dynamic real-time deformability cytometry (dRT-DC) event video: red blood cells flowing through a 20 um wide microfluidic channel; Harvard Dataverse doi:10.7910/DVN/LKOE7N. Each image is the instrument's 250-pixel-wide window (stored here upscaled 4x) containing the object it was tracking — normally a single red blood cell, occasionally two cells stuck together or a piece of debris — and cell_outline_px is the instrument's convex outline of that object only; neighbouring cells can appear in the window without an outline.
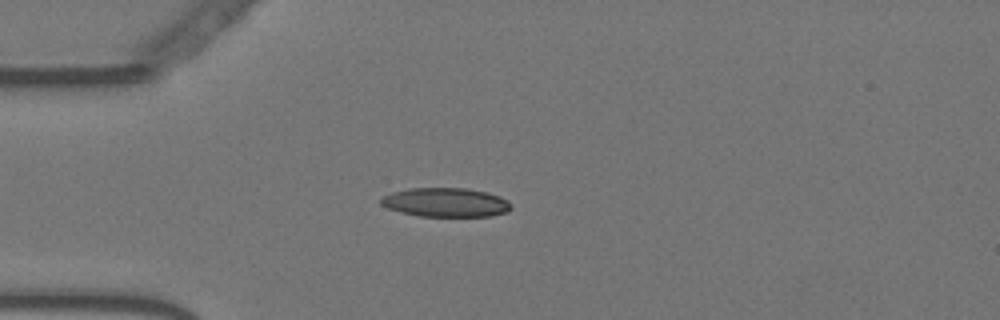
{"species": "Egyptian fruit bat (a non-hibernating species)", "species_latin": "Rousettus aegyptiacus", "temperature_condition": "warm", "stored_images_in_passage": 56, "camera_frame_rate_fps": 3000, "um_per_image_px": 0.085, "animal": {"sex": "female"}, "frame": {"image": 1, "passage_image": 15, "time_ms": 4.667, "image_size_px": [1000, 320], "cell_outline_px": [[512, 208], [508, 212], [492, 216], [420, 216], [400, 212], [388, 208], [380, 204], [380, 200], [384, 196], [392, 192], [408, 188], [468, 188], [500, 196], [508, 200], [512, 204]], "centroid_in_image_um": [37.91, 17.2], "position_along_channel_um": 47.1, "area_um2": 22.14}}
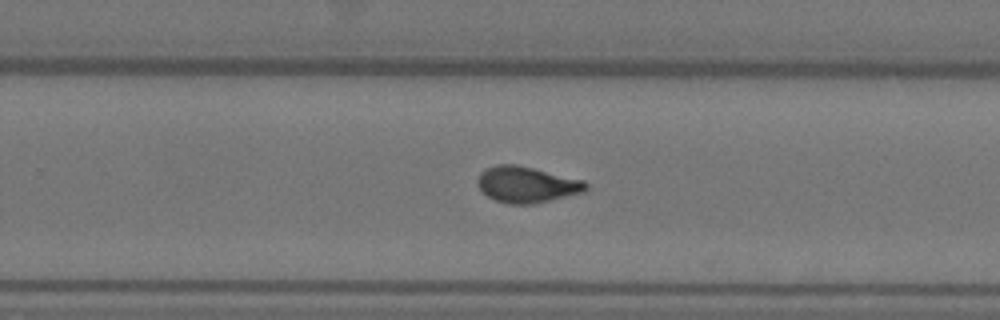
{"frame": {"image": 2, "passage_image": 36, "time_ms": 11.667, "image_size_px": [1000, 320], "cell_outline_px": [[588, 188], [584, 192], [532, 204], [508, 204], [496, 200], [488, 196], [476, 184], [476, 180], [480, 172], [496, 164], [516, 164], [584, 180], [588, 184]], "centroid_in_image_um": [44.76, 15.68], "position_along_channel_um": 285.0, "area_um2": 22.72}}
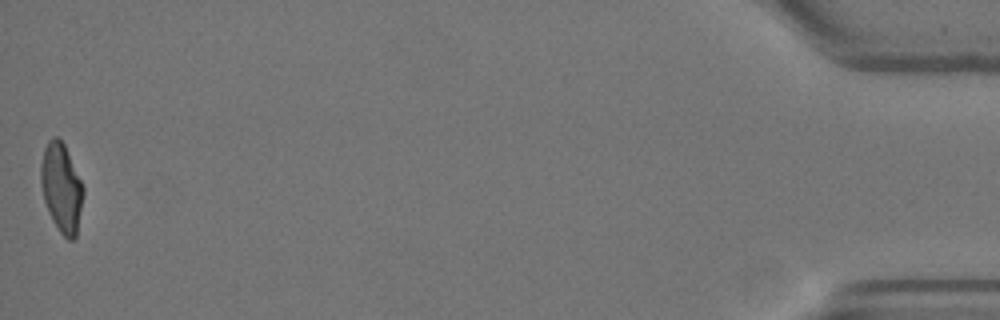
{"frame": {"image": 3, "passage_image": 56, "time_ms": 18.333, "image_size_px": [1000, 320], "cell_outline_px": [[84, 192], [76, 236], [72, 240], [68, 240], [60, 232], [52, 220], [48, 212], [44, 200], [40, 184], [40, 164], [44, 148], [48, 140], [52, 136], [56, 136], [64, 144], [84, 188]], "centroid_in_image_um": [5.2, 15.95], "position_along_channel_um": 430.0, "area_um2": 21.96}, "authors_computed_cell_mechanics": {"area_um2": 21.964, "velocity_mm_per_s": 3.6217, "shape_relaxation_time_tau1_ms": 10.4507, "shape_relaxation_time_tau2_ms": 1.4909, "deformation_change_tau1": 0.2646, "deformation_change_tau2": 0.0784}}